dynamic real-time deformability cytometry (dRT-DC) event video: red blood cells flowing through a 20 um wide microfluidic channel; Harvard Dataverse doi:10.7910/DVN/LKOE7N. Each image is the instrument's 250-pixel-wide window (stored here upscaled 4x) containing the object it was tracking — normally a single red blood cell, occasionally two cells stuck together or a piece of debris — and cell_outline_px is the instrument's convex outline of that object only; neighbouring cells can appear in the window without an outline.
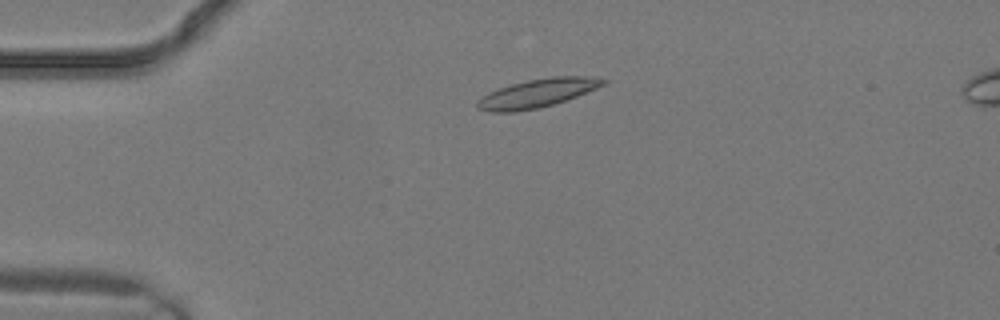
{"species": "common noctule bat (a hibernating species)", "species_latin": "Nyctalus noctula", "temperature_condition": "warm", "stored_images_in_passage": 12, "camera_frame_rate_fps": 3000, "um_per_image_px": 0.085, "animal": {"sex": "male", "body_mass_g": 19.2, "forearm_length_mm": 51.8}, "frame": {"image": 1, "passage_image": 5, "time_ms": 1.333, "image_size_px": [1000, 320], "cell_outline_px": [[608, 84], [576, 96], [540, 108], [512, 112], [488, 112], [476, 108], [476, 100], [488, 92], [512, 84], [528, 80], [552, 76], [584, 76], [608, 80]], "centroid_in_image_um": [45.64, 7.92], "position_along_channel_um": 39.4, "area_um2": 20.87}}
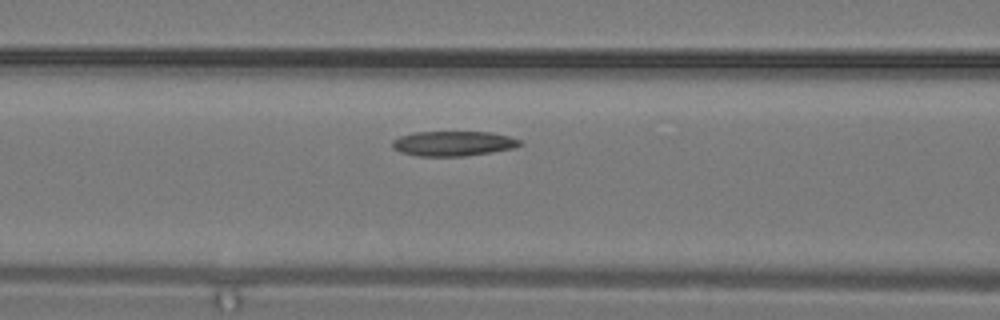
{"frame": {"image": 2, "passage_image": 10, "time_ms": 3.0, "image_size_px": [1000, 320], "cell_outline_px": [[524, 144], [516, 148], [492, 152], [464, 156], [416, 156], [400, 152], [392, 148], [392, 140], [400, 136], [416, 132], [488, 132], [508, 136], [520, 140]], "centroid_in_image_um": [38.53, 12.2], "position_along_channel_um": 128.1, "area_um2": 18.61}}
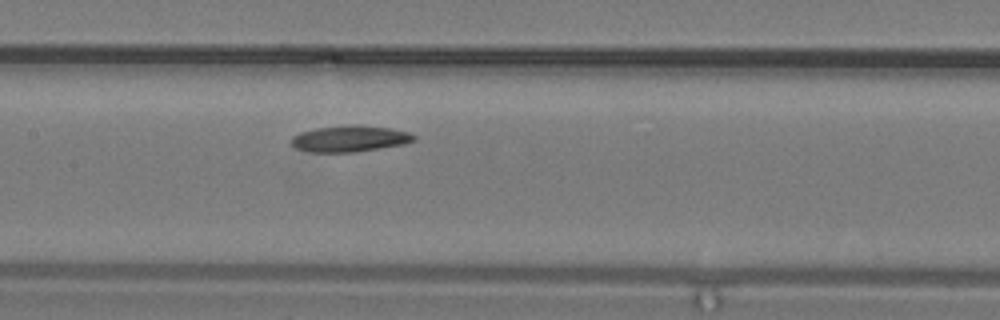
{"frame": {"image": 3, "passage_image": 12, "time_ms": 3.667, "image_size_px": [1000, 320], "cell_outline_px": [[416, 140], [404, 144], [380, 148], [352, 152], [312, 152], [296, 148], [292, 144], [292, 136], [300, 132], [316, 128], [356, 124], [392, 128], [408, 132], [416, 136]], "centroid_in_image_um": [29.76, 11.78], "position_along_channel_um": 177.6, "area_um2": 18.73}}